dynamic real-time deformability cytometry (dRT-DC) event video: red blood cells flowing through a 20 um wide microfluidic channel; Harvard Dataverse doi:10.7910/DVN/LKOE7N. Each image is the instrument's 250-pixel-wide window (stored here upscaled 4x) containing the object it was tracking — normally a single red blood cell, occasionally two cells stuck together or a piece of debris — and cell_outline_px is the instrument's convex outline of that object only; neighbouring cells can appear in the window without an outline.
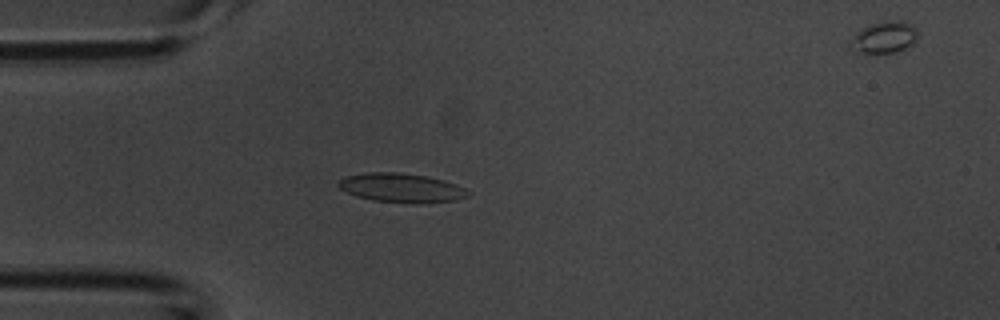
{"species": "common noctule bat (a hibernating species)", "species_latin": "Nyctalus noctula", "temperature_condition": "room temperature", "stored_images_in_passage": 41, "camera_frame_rate_fps": 3000, "um_per_image_px": 0.085, "animal": {"sex": "male", "body_mass_g": 20.1, "forearm_length_mm": 53.5}, "frame": {"image": 1, "passage_image": 1, "time_ms": 0.0, "image_size_px": [1000, 320], "cell_outline_px": [[472, 192], [468, 196], [456, 200], [420, 204], [408, 204], [372, 200], [356, 196], [340, 188], [336, 184], [344, 176], [364, 172], [396, 172], [428, 176], [444, 180], [456, 184]], "centroid_in_image_um": [34.13, 15.97], "position_along_channel_um": 50.9, "area_um2": 22.37}}
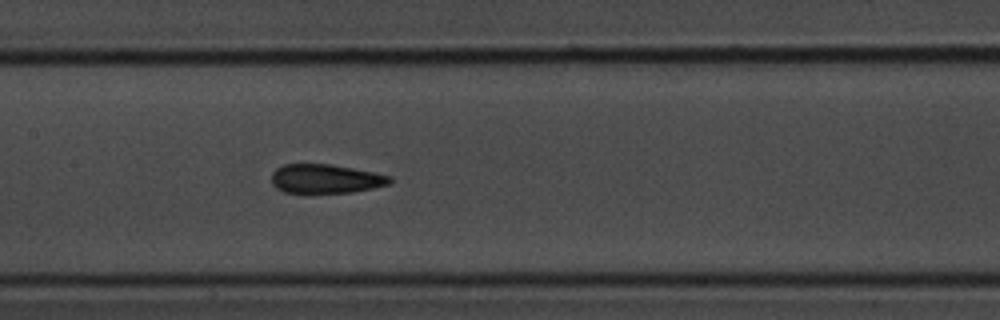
{"frame": {"image": 2, "passage_image": 12, "time_ms": 3.667, "image_size_px": [1000, 320], "cell_outline_px": [[392, 180], [388, 184], [372, 188], [352, 192], [304, 196], [284, 192], [276, 188], [272, 184], [272, 172], [276, 168], [284, 164], [332, 164], [392, 176]], "centroid_in_image_um": [27.61, 15.24], "position_along_channel_um": 179.8, "area_um2": 20.81}}
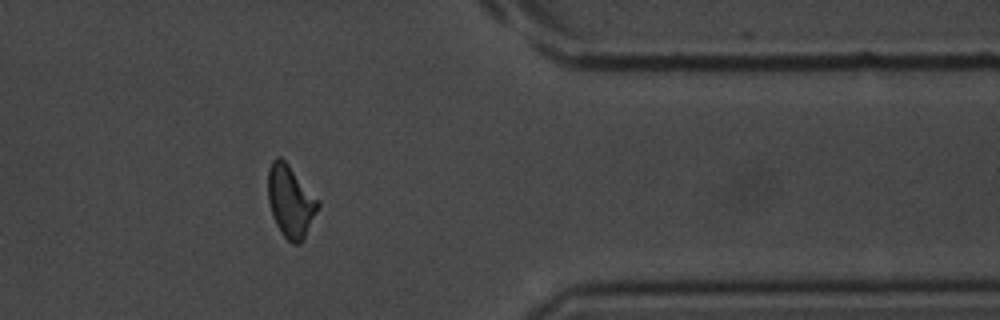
{"frame": {"image": 3, "passage_image": 30, "time_ms": 9.667, "image_size_px": [1000, 320], "cell_outline_px": [[320, 208], [304, 240], [300, 244], [292, 244], [280, 232], [272, 216], [268, 200], [268, 168], [272, 160], [276, 156], [280, 156], [288, 164], [320, 200]], "centroid_in_image_um": [24.72, 17.13], "position_along_channel_um": 386.7, "area_um2": 21.44}, "authors_computed_cell_mechanics": {"area_um2": 20.1722, "velocity_mm_per_s": 3.7466, "shape_relaxation_time_tau1_ms": 3.5702, "shape_relaxation_time_tau2_ms": 1.9328, "deformation_change_tau1": 0.1337, "deformation_change_tau2": 0.0991}}